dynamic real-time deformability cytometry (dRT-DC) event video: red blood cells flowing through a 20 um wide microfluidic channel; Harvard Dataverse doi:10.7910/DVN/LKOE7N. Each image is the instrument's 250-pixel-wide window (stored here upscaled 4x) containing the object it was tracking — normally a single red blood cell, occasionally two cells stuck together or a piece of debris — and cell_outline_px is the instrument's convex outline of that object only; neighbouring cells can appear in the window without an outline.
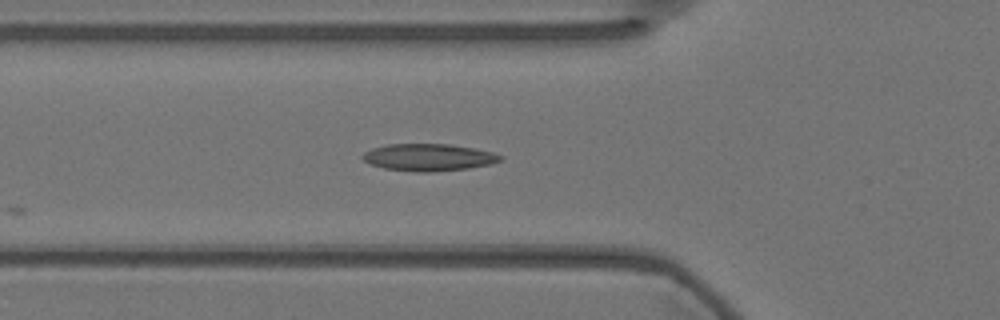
{"species": "Egyptian fruit bat (a non-hibernating species)", "species_latin": "Rousettus aegyptiacus", "temperature_condition": "warm", "stored_images_in_passage": 6, "camera_frame_rate_fps": 3000, "um_per_image_px": 0.085, "animal": {"sex": "female"}, "frame": {"image": 1, "passage_image": 2, "time_ms": 0.333, "image_size_px": [1000, 320], "cell_outline_px": [[504, 160], [492, 164], [468, 168], [432, 172], [416, 172], [384, 168], [372, 164], [364, 160], [360, 156], [364, 152], [372, 148], [388, 144], [452, 144], [476, 148], [492, 152], [504, 156]], "centroid_in_image_um": [36.48, 13.37], "position_along_channel_um": 89.3, "area_um2": 21.96}}
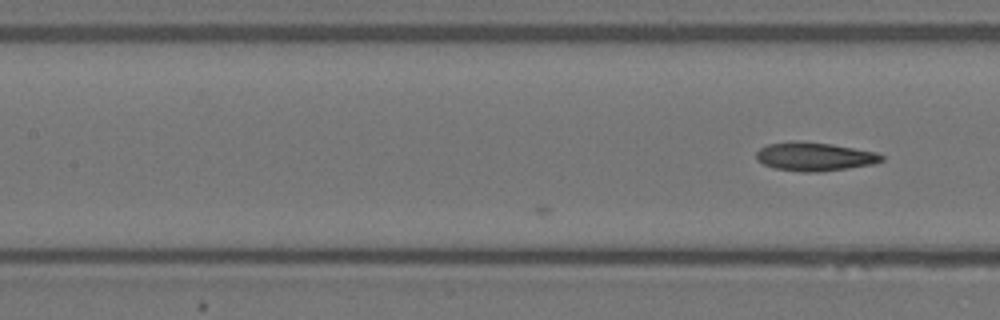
{"frame": {"image": 2, "passage_image": 6, "time_ms": 1.667, "image_size_px": [1000, 320], "cell_outline_px": [[884, 160], [872, 164], [848, 168], [816, 172], [800, 172], [776, 168], [764, 164], [756, 160], [756, 152], [760, 148], [768, 144], [788, 140], [796, 140], [832, 144], [876, 152], [884, 156]], "centroid_in_image_um": [69.21, 13.29], "position_along_channel_um": 138.2, "area_um2": 20.98}}